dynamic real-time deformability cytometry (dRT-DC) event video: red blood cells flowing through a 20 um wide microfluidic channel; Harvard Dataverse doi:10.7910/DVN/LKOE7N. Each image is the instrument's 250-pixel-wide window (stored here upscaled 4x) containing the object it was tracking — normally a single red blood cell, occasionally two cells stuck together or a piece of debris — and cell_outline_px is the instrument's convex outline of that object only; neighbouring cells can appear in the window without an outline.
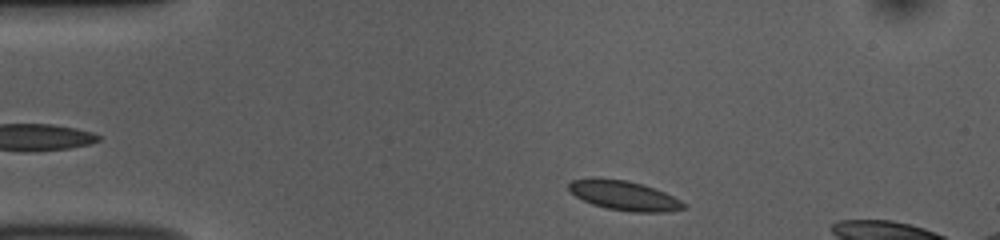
{"species": "common noctule bat (a hibernating species)", "species_latin": "Nyctalus noctula", "temperature_condition": "room temperature", "stored_images_in_passage": 35, "camera_frame_rate_fps": 3000, "um_per_image_px": 0.085, "animal": {"sex": "female", "body_mass_g": 10.0, "forearm_length_mm": 53.1}, "frame": {"image": 1, "passage_image": 2, "time_ms": 0.333, "image_size_px": [1000, 240], "cell_outline_px": [[688, 208], [664, 212], [632, 212], [608, 208], [592, 204], [576, 196], [568, 188], [568, 184], [572, 180], [628, 180], [664, 192], [688, 204]], "centroid_in_image_um": [53.14, 16.66], "position_along_channel_um": 31.9, "area_um2": 19.07}}
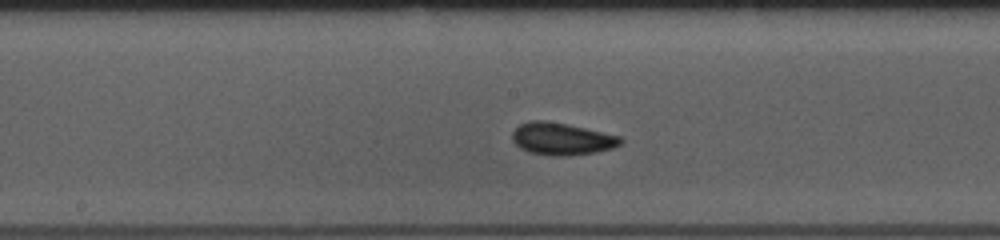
{"frame": {"image": 2, "passage_image": 19, "time_ms": 6.0, "image_size_px": [1000, 240], "cell_outline_px": [[624, 140], [620, 144], [612, 148], [596, 152], [568, 156], [548, 156], [528, 152], [520, 148], [512, 140], [512, 132], [520, 124], [532, 120], [544, 120], [568, 124], [620, 136]], "centroid_in_image_um": [47.73, 11.81], "position_along_channel_um": 200.5, "area_um2": 20.46}}
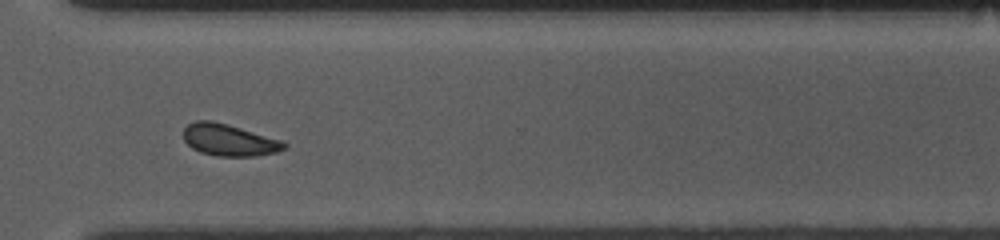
{"frame": {"image": 3, "passage_image": 31, "time_ms": 10.0, "image_size_px": [1000, 240], "cell_outline_px": [[288, 144], [284, 148], [276, 152], [256, 156], [216, 156], [200, 152], [192, 148], [184, 140], [184, 128], [188, 124], [196, 120], [212, 120], [228, 124], [280, 140]], "centroid_in_image_um": [19.44, 11.9], "position_along_channel_um": 351.2, "area_um2": 18.55}, "authors_computed_cell_mechanics": {"area_um2": 18.8428, "velocity_mm_per_s": 3.7647, "shape_relaxation_time_tau1_ms": 5.2228, "shape_relaxation_time_tau2_ms": 1.7602, "deformation_change_tau1": 0.0957, "deformation_change_tau2": 0.0515}}